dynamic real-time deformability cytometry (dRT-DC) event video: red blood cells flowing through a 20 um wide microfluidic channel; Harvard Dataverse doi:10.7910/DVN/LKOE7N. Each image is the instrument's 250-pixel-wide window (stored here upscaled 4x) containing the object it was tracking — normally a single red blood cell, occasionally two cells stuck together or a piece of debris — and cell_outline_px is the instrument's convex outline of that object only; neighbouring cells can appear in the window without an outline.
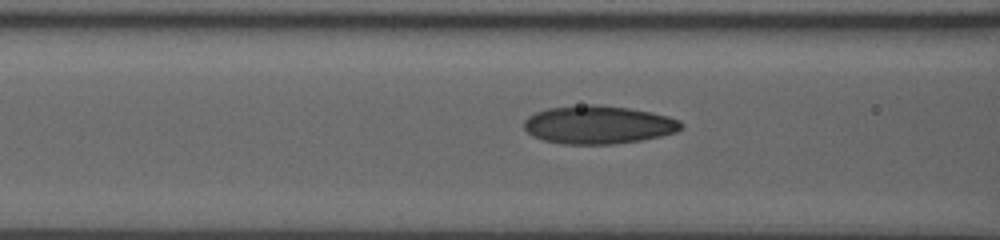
{"species": "human", "species_latin": "Homo sapiens", "temperature_condition": "room temperature", "stored_images_in_passage": 12, "camera_frame_rate_fps": 3000, "um_per_image_px": 0.085, "donor": {"sex": "male"}, "frame": {"image": 1, "passage_image": 10, "time_ms": 3.0, "image_size_px": [1000, 240], "cell_outline_px": [[684, 128], [676, 132], [660, 136], [640, 140], [612, 144], [564, 144], [544, 140], [532, 136], [524, 128], [524, 120], [528, 116], [536, 112], [548, 108], [588, 104], [600, 104], [628, 108], [652, 112], [668, 116], [680, 120], [684, 124]], "centroid_in_image_um": [50.88, 10.6], "position_along_channel_um": 115.7, "area_um2": 35.08}}